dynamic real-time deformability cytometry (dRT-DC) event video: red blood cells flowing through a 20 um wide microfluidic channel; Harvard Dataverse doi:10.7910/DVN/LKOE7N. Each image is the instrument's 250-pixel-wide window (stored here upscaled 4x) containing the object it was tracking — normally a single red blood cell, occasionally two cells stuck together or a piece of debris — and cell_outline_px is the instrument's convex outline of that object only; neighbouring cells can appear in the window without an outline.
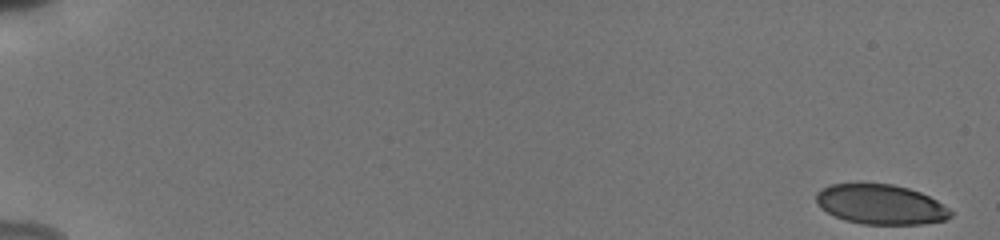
{"species": "human", "species_latin": "Homo sapiens", "temperature_condition": "cold", "stored_images_in_passage": 55, "camera_frame_rate_fps": 3000, "um_per_image_px": 0.085, "donor": {"sex": "male"}, "frame": {"image": 1, "passage_image": 1, "time_ms": 0.0, "image_size_px": [1000, 240], "cell_outline_px": [[952, 216], [944, 220], [920, 224], [864, 224], [844, 220], [820, 208], [816, 200], [816, 192], [828, 184], [856, 180], [860, 180], [892, 184], [908, 188], [920, 192], [936, 200], [948, 208], [952, 212]], "centroid_in_image_um": [74.79, 17.32], "position_along_channel_um": 10.2, "area_um2": 32.02}}
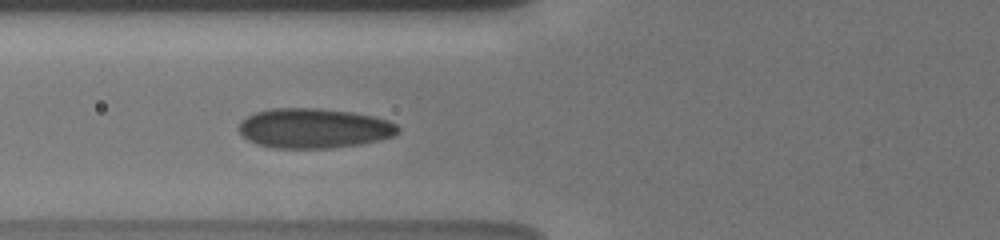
{"frame": {"image": 2, "passage_image": 23, "time_ms": 7.333, "image_size_px": [1000, 240], "cell_outline_px": [[400, 132], [392, 136], [380, 140], [360, 144], [328, 148], [272, 148], [256, 144], [248, 140], [236, 128], [240, 120], [256, 112], [272, 108], [320, 108], [352, 112], [372, 116], [388, 120], [396, 124], [400, 128]], "centroid_in_image_um": [26.66, 10.9], "position_along_channel_um": 99.1, "area_um2": 37.17}}
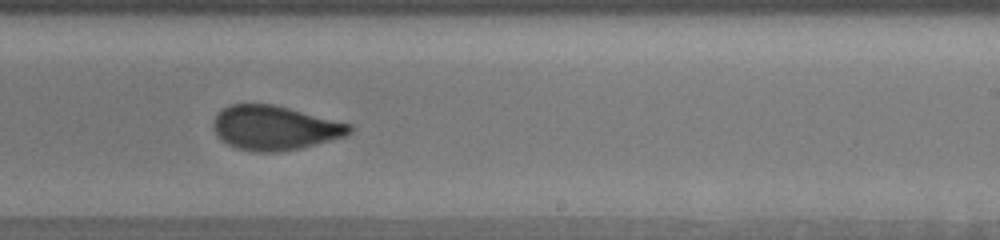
{"frame": {"image": 3, "passage_image": 36, "time_ms": 11.667, "image_size_px": [1000, 240], "cell_outline_px": [[352, 132], [344, 136], [300, 148], [276, 152], [256, 152], [236, 148], [228, 144], [216, 136], [212, 128], [212, 124], [216, 116], [228, 104], [272, 104], [352, 124]], "centroid_in_image_um": [23.32, 10.87], "position_along_channel_um": 265.7, "area_um2": 34.97}, "authors_computed_cell_mechanics": {"area_um2": 34.68, "velocity_mm_per_s": 3.8454, "shape_relaxation_time_tau1_ms": null, "shape_relaxation_time_tau2_ms": 0.6786, "deformation_change_tau1": null, "deformation_change_tau2": 0.0623}}